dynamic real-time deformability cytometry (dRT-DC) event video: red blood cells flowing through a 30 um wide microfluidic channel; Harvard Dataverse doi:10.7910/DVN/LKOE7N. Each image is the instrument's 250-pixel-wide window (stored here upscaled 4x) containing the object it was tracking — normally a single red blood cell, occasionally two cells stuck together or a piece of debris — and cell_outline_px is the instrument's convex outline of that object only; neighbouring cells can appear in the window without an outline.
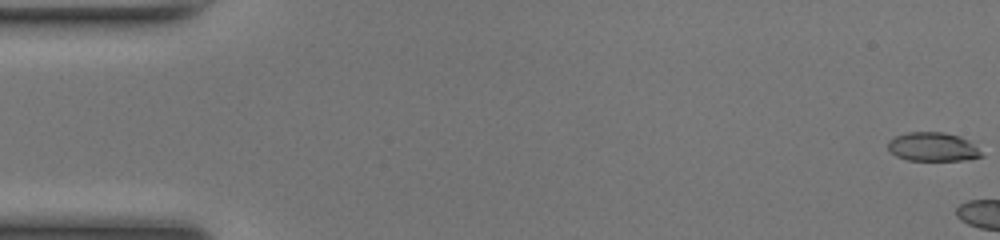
{"species": "common noctule bat (a hibernating species)", "species_latin": "Nyctalus noctula", "temperature_condition": "room temperature", "stored_images_in_passage": 5, "camera_frame_rate_fps": 3000, "um_per_image_px": 0.085, "animal": {"sex": "female", "body_mass_g": 17.0, "forearm_length_mm": 48.0}, "frame": {"image": 1, "passage_image": 1, "time_ms": 0.0, "image_size_px": [1000, 240], "cell_outline_px": [[984, 156], [964, 160], [908, 160], [896, 156], [888, 152], [888, 140], [896, 136], [908, 132], [944, 132], [960, 136], [968, 140]], "centroid_in_image_um": [79.24, 12.48], "position_along_channel_um": 5.8, "area_um2": 15.66}}